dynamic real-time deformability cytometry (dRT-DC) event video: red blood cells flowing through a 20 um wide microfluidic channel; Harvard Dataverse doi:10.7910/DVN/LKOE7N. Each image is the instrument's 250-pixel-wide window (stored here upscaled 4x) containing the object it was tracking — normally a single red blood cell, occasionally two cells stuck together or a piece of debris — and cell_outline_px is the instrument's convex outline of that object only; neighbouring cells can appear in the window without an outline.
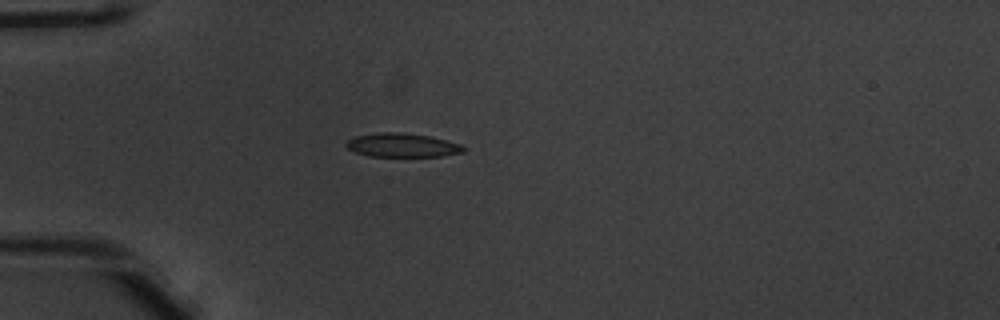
{"species": "common noctule bat (a hibernating species)", "species_latin": "Nyctalus noctula", "temperature_condition": "warm", "stored_images_in_passage": 38, "camera_frame_rate_fps": 3000, "um_per_image_px": 0.085, "animal": {"sex": "male", "body_mass_g": 20.1, "forearm_length_mm": 53.5}, "frame": {"image": 1, "passage_image": 1, "time_ms": 0.0, "image_size_px": [1000, 320], "cell_outline_px": [[464, 152], [440, 156], [368, 156], [356, 152], [348, 148], [344, 144], [348, 140], [356, 136], [380, 132], [400, 132], [428, 136], [460, 144], [464, 148]], "centroid_in_image_um": [34.15, 12.34], "position_along_channel_um": 50.8, "area_um2": 16.01}}
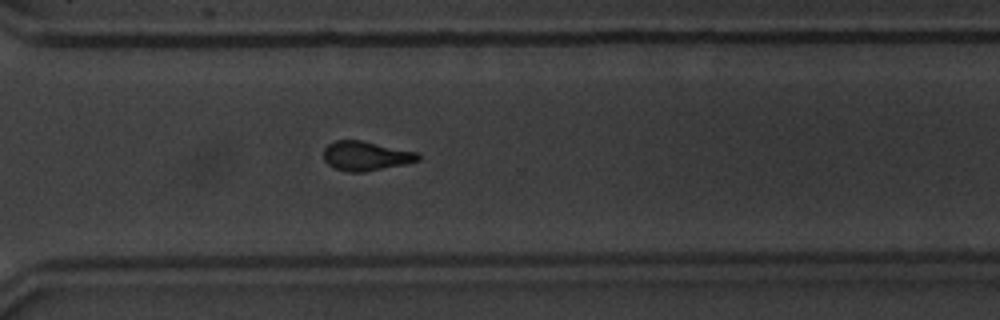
{"frame": {"image": 2, "passage_image": 24, "time_ms": 7.667, "image_size_px": [1000, 320], "cell_outline_px": [[420, 160], [404, 164], [364, 172], [348, 172], [336, 168], [328, 164], [324, 160], [324, 148], [328, 144], [336, 140], [360, 140], [416, 152], [420, 156]], "centroid_in_image_um": [31.07, 13.25], "position_along_channel_um": 339.5, "area_um2": 15.95}}
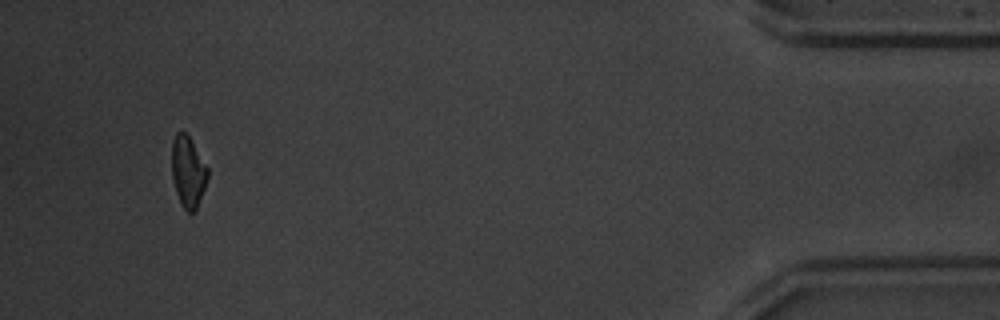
{"frame": {"image": 3, "passage_image": 35, "time_ms": 11.333, "image_size_px": [1000, 320], "cell_outline_px": [[208, 176], [196, 212], [188, 212], [180, 204], [176, 192], [172, 176], [172, 144], [176, 132], [184, 132], [192, 140], [208, 168]], "centroid_in_image_um": [15.99, 14.61], "position_along_channel_um": 419.2, "area_um2": 14.85}, "authors_computed_cell_mechanics": {"area_um2": 16.2707, "velocity_mm_per_s": 3.9598, "shape_relaxation_time_tau1_ms": 3.1255, "shape_relaxation_time_tau2_ms": 1.9238, "deformation_change_tau1": 0.1687, "deformation_change_tau2": 0.1036}}